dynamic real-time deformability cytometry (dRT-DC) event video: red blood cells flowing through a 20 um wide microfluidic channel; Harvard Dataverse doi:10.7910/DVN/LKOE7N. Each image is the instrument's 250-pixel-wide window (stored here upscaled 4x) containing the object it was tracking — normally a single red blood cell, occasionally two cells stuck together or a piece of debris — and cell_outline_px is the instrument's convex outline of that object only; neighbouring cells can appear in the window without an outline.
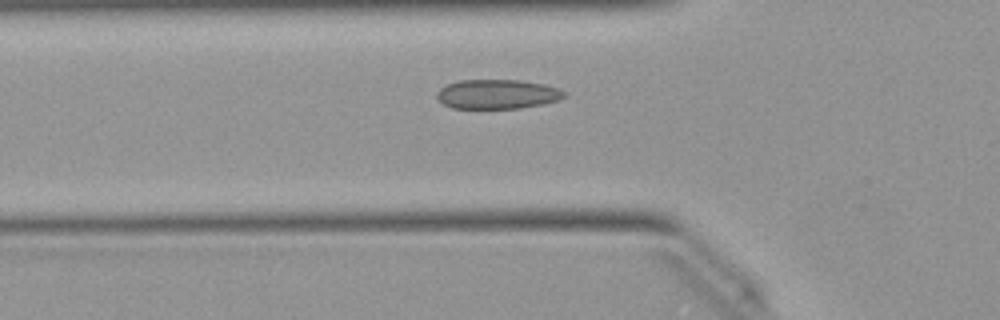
{"species": "Egyptian fruit bat (a non-hibernating species)", "species_latin": "Rousettus aegyptiacus", "temperature_condition": "warm", "stored_images_in_passage": 39, "camera_frame_rate_fps": 3000, "um_per_image_px": 0.085, "animal": {"sex": "female"}, "frame": {"image": 1, "passage_image": 11, "time_ms": 3.333, "image_size_px": [1000, 320], "cell_outline_px": [[564, 96], [560, 100], [544, 104], [520, 108], [452, 108], [444, 104], [436, 96], [436, 92], [440, 88], [448, 84], [460, 80], [520, 80], [544, 84], [556, 88], [564, 92]], "centroid_in_image_um": [42.26, 8.0], "position_along_channel_um": 83.5, "area_um2": 21.73}}
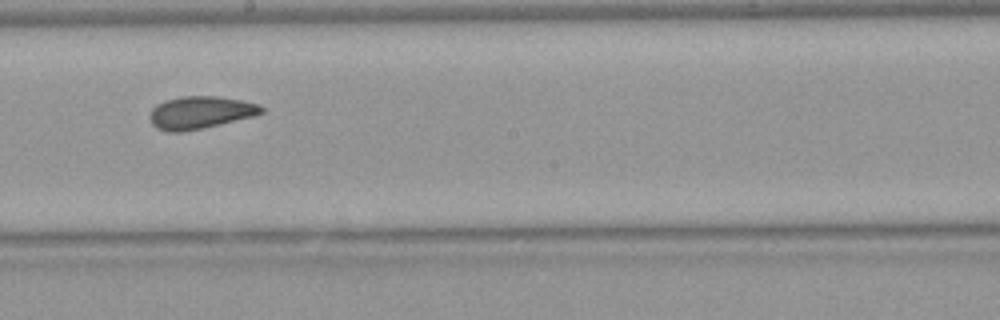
{"frame": {"image": 2, "passage_image": 22, "time_ms": 7.0, "image_size_px": [1000, 320], "cell_outline_px": [[264, 112], [252, 116], [204, 128], [184, 132], [168, 132], [156, 128], [152, 124], [148, 116], [152, 108], [156, 104], [180, 96], [216, 96], [240, 100], [260, 104], [264, 108]], "centroid_in_image_um": [16.99, 9.57], "position_along_channel_um": 231.2, "area_um2": 21.21}}
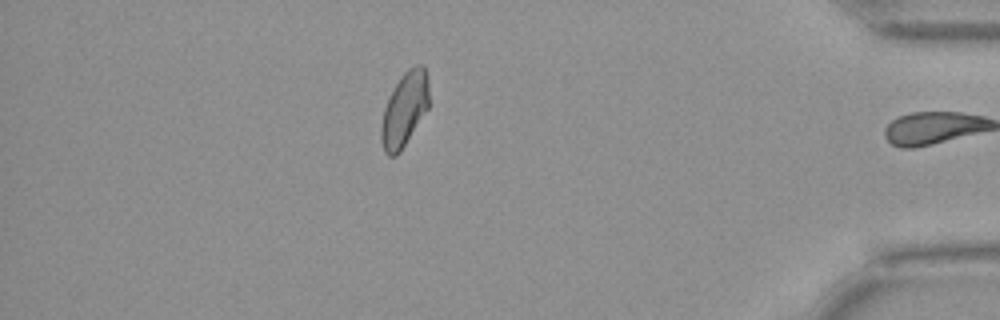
{"frame": {"image": 3, "passage_image": 38, "time_ms": 12.333, "image_size_px": [1000, 320], "cell_outline_px": [[428, 108], [400, 152], [396, 156], [388, 156], [384, 152], [380, 140], [380, 128], [384, 108], [400, 76], [408, 68], [416, 64], [424, 64], [428, 76]], "centroid_in_image_um": [34.37, 9.29], "position_along_channel_um": 400.8, "area_um2": 20.69}, "authors_computed_cell_mechanics": {"area_um2": 21.2126, "velocity_mm_per_s": 4.0295, "shape_relaxation_time_tau1_ms": null, "shape_relaxation_time_tau2_ms": 1.2161, "deformation_change_tau1": null, "deformation_change_tau2": 0.0685}}